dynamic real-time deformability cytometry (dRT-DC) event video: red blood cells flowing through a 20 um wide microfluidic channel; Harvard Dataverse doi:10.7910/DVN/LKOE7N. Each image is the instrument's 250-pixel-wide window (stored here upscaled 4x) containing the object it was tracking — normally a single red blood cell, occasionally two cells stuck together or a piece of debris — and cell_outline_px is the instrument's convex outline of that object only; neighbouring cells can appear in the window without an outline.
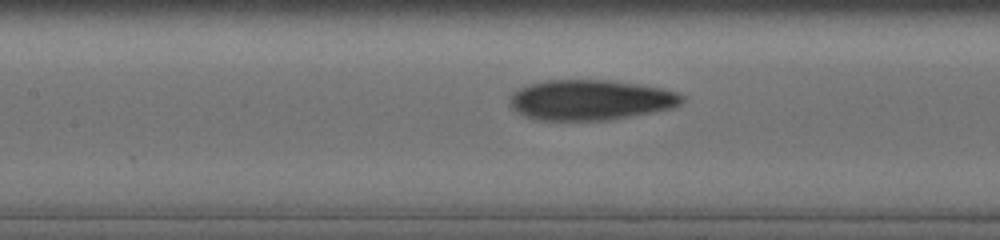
{"species": "human", "species_latin": "Homo sapiens", "temperature_condition": "cold", "stored_images_in_passage": 45, "camera_frame_rate_fps": 3000, "um_per_image_px": 0.085, "donor": {"sex": "male"}, "frame": {"image": 1, "passage_image": 28, "time_ms": 7.333, "image_size_px": [1000, 240], "cell_outline_px": [[684, 100], [676, 108], [608, 120], [536, 120], [524, 116], [512, 108], [512, 96], [520, 88], [532, 84], [548, 80], [608, 80], [636, 84], [660, 88], [680, 92], [684, 96]], "centroid_in_image_um": [50.27, 8.51], "position_along_channel_um": 157.1, "area_um2": 40.23}}
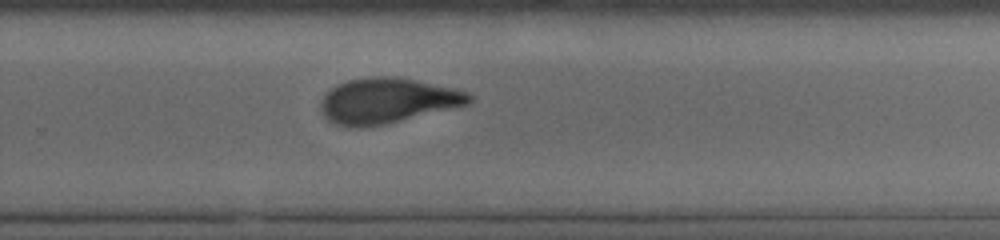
{"frame": {"image": 2, "passage_image": 37, "time_ms": 11.0, "image_size_px": [1000, 240], "cell_outline_px": [[472, 100], [468, 104], [384, 124], [364, 128], [356, 128], [336, 124], [328, 120], [320, 112], [320, 104], [324, 96], [332, 88], [348, 80], [368, 76], [396, 76], [452, 88], [468, 92], [472, 96]], "centroid_in_image_um": [32.88, 8.56], "position_along_channel_um": 296.9, "area_um2": 38.84}}
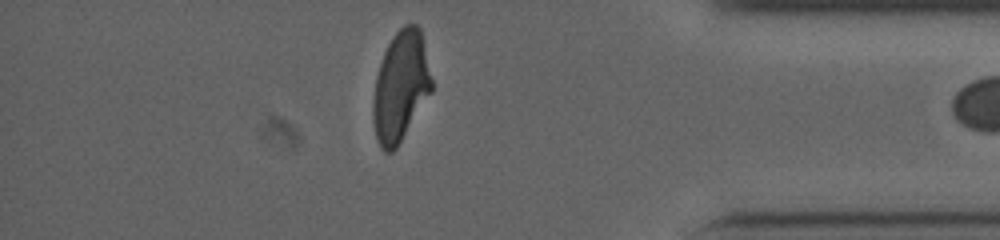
{"frame": {"image": 3, "passage_image": 44, "time_ms": 14.333, "image_size_px": [1000, 240], "cell_outline_px": [[432, 92], [396, 148], [392, 152], [384, 152], [380, 148], [376, 140], [372, 120], [372, 100], [376, 76], [384, 52], [392, 36], [404, 24], [416, 24], [420, 28], [432, 80]], "centroid_in_image_um": [34.03, 7.37], "position_along_channel_um": 401.2, "area_um2": 37.69}}